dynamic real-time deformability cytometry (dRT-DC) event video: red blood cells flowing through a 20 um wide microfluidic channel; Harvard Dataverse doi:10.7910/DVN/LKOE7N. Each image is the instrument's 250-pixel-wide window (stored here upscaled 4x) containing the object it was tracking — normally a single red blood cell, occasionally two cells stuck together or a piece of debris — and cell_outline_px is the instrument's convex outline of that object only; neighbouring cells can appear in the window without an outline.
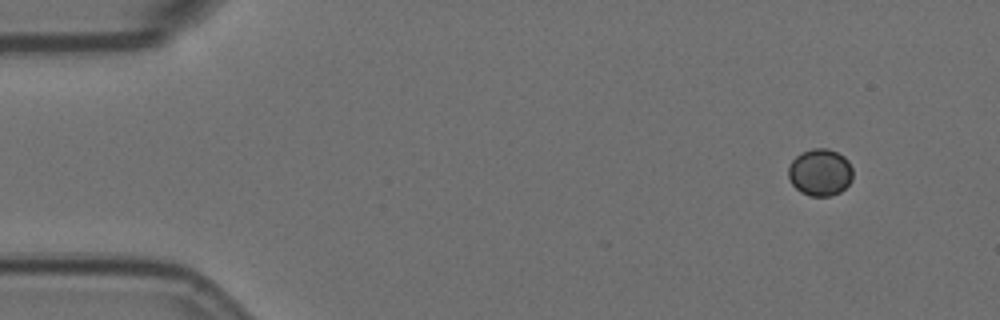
{"species": "Egyptian fruit bat (a non-hibernating species)", "species_latin": "Rousettus aegyptiacus", "temperature_condition": "room temperature", "stored_images_in_passage": 3, "camera_frame_rate_fps": 3000, "um_per_image_px": 0.085, "animal": {"sex": "female"}, "frame": {"image": 1, "passage_image": 1, "time_ms": 0.0, "image_size_px": [1000, 320], "cell_outline_px": [[852, 180], [840, 192], [828, 196], [808, 196], [800, 192], [792, 184], [788, 176], [788, 168], [792, 160], [796, 156], [812, 148], [828, 148], [844, 156], [848, 160], [852, 168]], "centroid_in_image_um": [69.7, 14.65], "position_along_channel_um": 15.3, "area_um2": 17.69}}
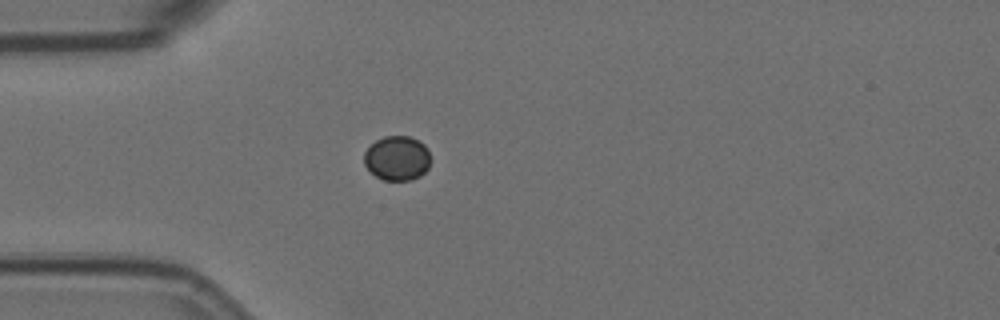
{"frame": {"image": 2, "passage_image": 3, "time_ms": 0.667, "image_size_px": [1000, 320], "cell_outline_px": [[432, 160], [428, 168], [420, 176], [412, 180], [384, 180], [376, 176], [364, 164], [364, 152], [376, 140], [384, 136], [408, 136], [420, 140], [428, 148]], "centroid_in_image_um": [33.8, 13.44], "position_along_channel_um": 51.2, "area_um2": 17.46}}